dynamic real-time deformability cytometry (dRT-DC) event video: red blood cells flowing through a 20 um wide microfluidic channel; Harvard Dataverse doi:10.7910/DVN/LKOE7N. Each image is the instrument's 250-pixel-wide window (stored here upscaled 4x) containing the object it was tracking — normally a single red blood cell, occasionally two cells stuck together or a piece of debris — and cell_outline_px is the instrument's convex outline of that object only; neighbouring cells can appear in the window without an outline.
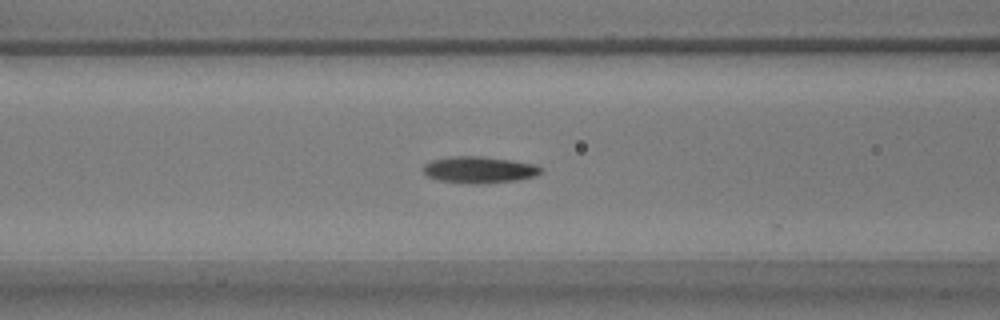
{"species": "common noctule bat (a hibernating species)", "species_latin": "Nyctalus noctula", "temperature_condition": "warm", "stored_images_in_passage": 44, "camera_frame_rate_fps": 3000, "um_per_image_px": 0.085, "animal": {"sex": "male", "body_mass_g": 17.9}, "frame": {"image": 1, "passage_image": 11, "time_ms": 3.333, "image_size_px": [1000, 320], "cell_outline_px": [[544, 172], [532, 176], [516, 180], [488, 184], [468, 184], [436, 180], [428, 176], [424, 172], [424, 164], [432, 160], [452, 156], [480, 156], [508, 160], [532, 164], [544, 168]], "centroid_in_image_um": [40.71, 14.45], "position_along_channel_um": 125.9, "area_um2": 18.26}}
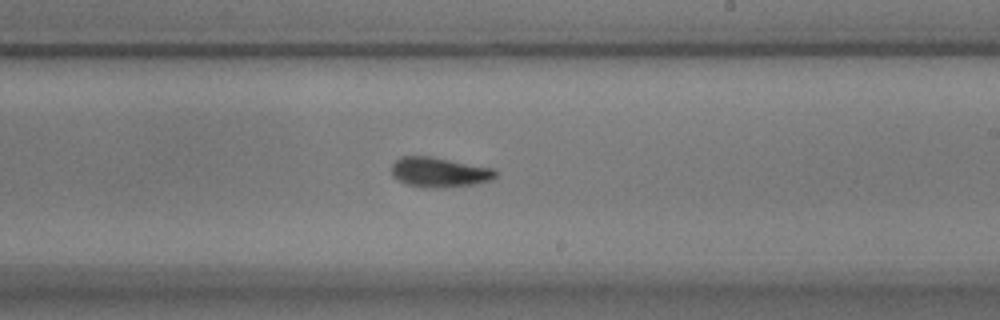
{"frame": {"image": 2, "passage_image": 21, "time_ms": 6.667, "image_size_px": [1000, 320], "cell_outline_px": [[496, 176], [492, 180], [472, 184], [444, 188], [424, 188], [408, 184], [392, 176], [392, 164], [400, 156], [428, 156], [492, 168], [496, 172]], "centroid_in_image_um": [37.31, 14.65], "position_along_channel_um": 251.7, "area_um2": 17.92}}
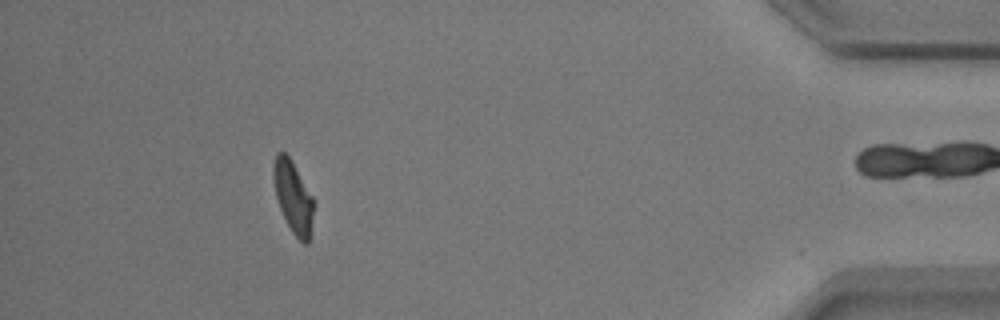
{"frame": {"image": 3, "passage_image": 38, "time_ms": 12.333, "image_size_px": [1000, 320], "cell_outline_px": [[316, 204], [308, 244], [304, 244], [292, 232], [280, 208], [276, 196], [272, 180], [272, 168], [276, 152], [284, 152], [292, 160], [312, 196]], "centroid_in_image_um": [24.92, 16.72], "position_along_channel_um": 410.3, "area_um2": 17.05}}